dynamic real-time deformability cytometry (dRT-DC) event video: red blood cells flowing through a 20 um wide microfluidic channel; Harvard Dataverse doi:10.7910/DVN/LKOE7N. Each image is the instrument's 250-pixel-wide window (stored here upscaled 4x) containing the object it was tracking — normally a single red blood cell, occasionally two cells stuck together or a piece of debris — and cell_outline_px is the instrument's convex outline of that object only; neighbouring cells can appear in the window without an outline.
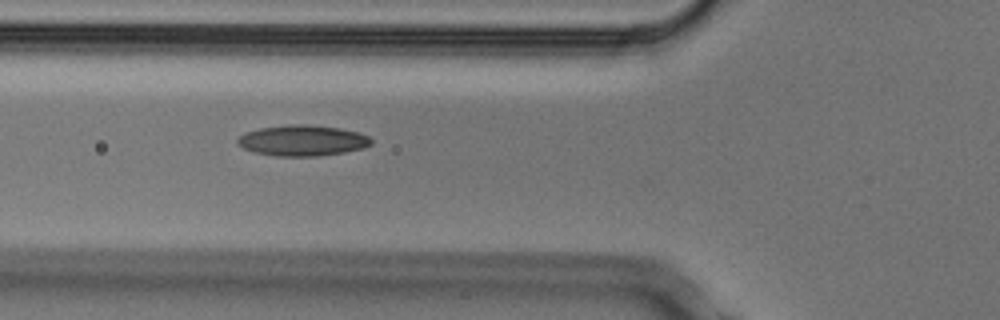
{"species": "Egyptian fruit bat (a non-hibernating species)", "species_latin": "Rousettus aegyptiacus", "temperature_condition": "cold", "stored_images_in_passage": 2, "camera_frame_rate_fps": 3000, "um_per_image_px": 0.085, "animal": {"sex": "male"}, "frame": {"image": 1, "passage_image": 2, "time_ms": 0.333, "image_size_px": [1000, 320], "cell_outline_px": [[372, 144], [364, 148], [344, 152], [316, 156], [276, 156], [252, 152], [236, 144], [236, 140], [244, 132], [260, 128], [288, 124], [308, 124], [340, 128], [360, 132], [368, 136], [372, 140]], "centroid_in_image_um": [25.7, 11.94], "position_along_channel_um": 100.1, "area_um2": 24.22}}